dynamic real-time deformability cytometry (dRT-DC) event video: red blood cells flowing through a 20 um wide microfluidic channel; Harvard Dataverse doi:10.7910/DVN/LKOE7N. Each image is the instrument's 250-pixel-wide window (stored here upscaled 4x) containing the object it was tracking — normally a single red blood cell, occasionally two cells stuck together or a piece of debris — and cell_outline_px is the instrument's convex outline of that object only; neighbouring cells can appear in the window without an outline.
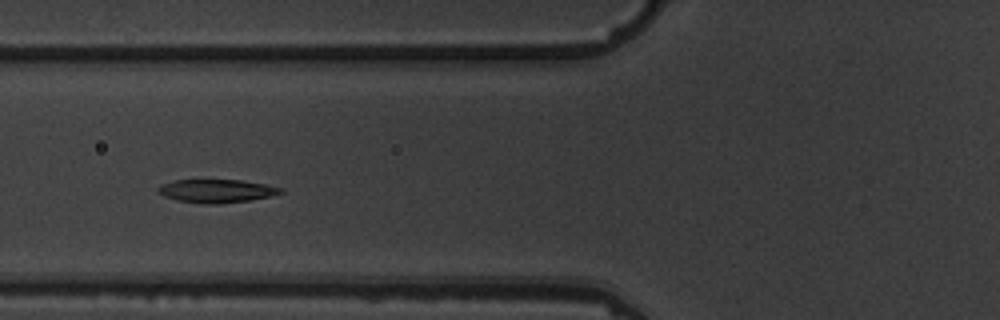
{"species": "common noctule bat (a hibernating species)", "species_latin": "Nyctalus noctula", "temperature_condition": "warm", "stored_images_in_passage": 14, "camera_frame_rate_fps": 3000, "um_per_image_px": 0.085, "animal": {"sex": "male", "body_mass_g": 19.5, "forearm_length_mm": 54.6}, "frame": {"image": 1, "passage_image": 4, "time_ms": 4.333, "image_size_px": [1000, 320], "cell_outline_px": [[284, 192], [268, 196], [248, 200], [220, 204], [208, 204], [176, 200], [164, 196], [156, 188], [160, 184], [172, 180], [240, 180], [264, 184], [284, 188]], "centroid_in_image_um": [18.38, 16.22], "position_along_channel_um": 107.4, "area_um2": 16.53}}
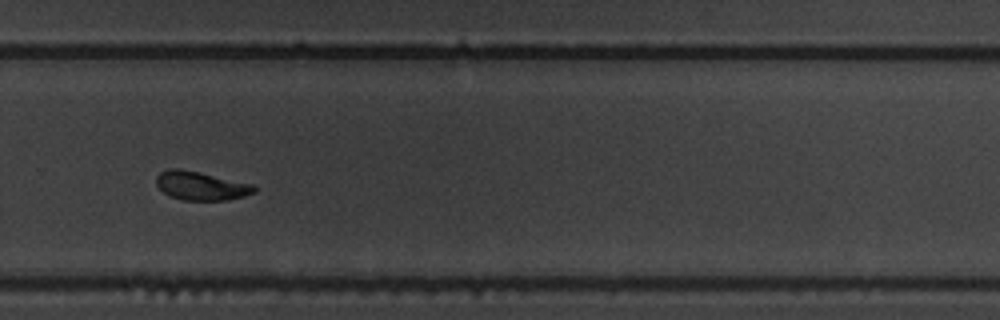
{"frame": {"image": 2, "passage_image": 9, "time_ms": 10.0, "image_size_px": [1000, 320], "cell_outline_px": [[256, 192], [244, 196], [228, 200], [180, 200], [164, 192], [156, 184], [156, 176], [160, 172], [168, 168], [180, 168], [200, 172], [256, 184]], "centroid_in_image_um": [17.12, 15.78], "position_along_channel_um": 312.7, "area_um2": 16.59}}
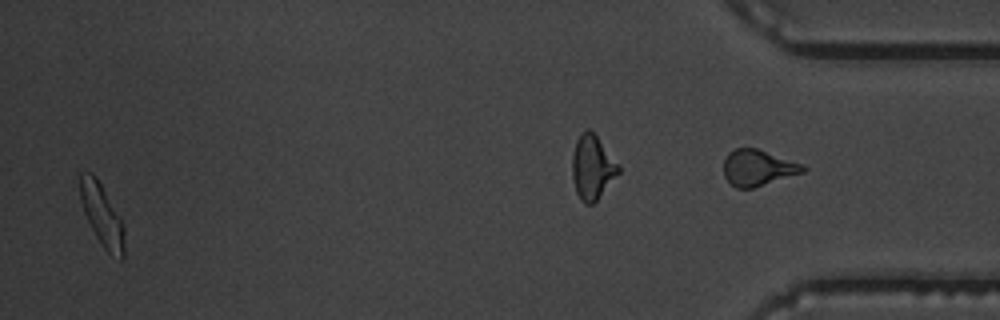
{"frame": {"image": 3, "passage_image": 13, "time_ms": 15.333, "image_size_px": [1000, 320], "cell_outline_px": [[124, 256], [120, 260], [112, 256], [104, 248], [96, 236], [84, 212], [80, 200], [76, 176], [80, 172], [92, 172], [96, 176], [120, 216], [124, 228]], "centroid_in_image_um": [8.63, 18.21], "position_along_channel_um": 426.6, "area_um2": 16.36}, "authors_computed_cell_mechanics": {"area_um2": 16.5597, "velocity_mm_per_s": 3.6292, "shape_relaxation_time_tau1_ms": 1.9364, "shape_relaxation_time_tau2_ms": 1.1606, "deformation_change_tau1": 0.1102, "deformation_change_tau2": 0.0387}}